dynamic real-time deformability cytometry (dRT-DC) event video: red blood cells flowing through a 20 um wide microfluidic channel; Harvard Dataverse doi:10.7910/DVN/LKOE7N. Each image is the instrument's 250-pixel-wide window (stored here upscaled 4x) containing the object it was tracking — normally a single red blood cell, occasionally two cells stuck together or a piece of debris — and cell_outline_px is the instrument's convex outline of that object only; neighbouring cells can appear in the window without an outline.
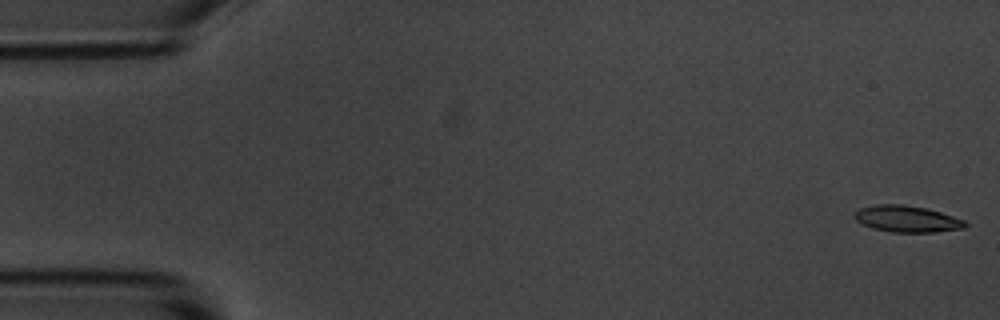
{"species": "common noctule bat (a hibernating species)", "species_latin": "Nyctalus noctula", "temperature_condition": "room temperature", "stored_images_in_passage": 5, "camera_frame_rate_fps": 3000, "um_per_image_px": 0.085, "animal": {"sex": "male", "body_mass_g": 20.1, "forearm_length_mm": 53.5}, "frame": {"image": 1, "passage_image": 1, "time_ms": 0.0, "image_size_px": [1000, 320], "cell_outline_px": [[968, 224], [964, 228], [936, 232], [892, 232], [872, 228], [856, 220], [852, 216], [860, 208], [880, 204], [900, 204], [924, 208], [940, 212], [964, 220]], "centroid_in_image_um": [77.09, 18.61], "position_along_channel_um": 7.9, "area_um2": 16.88}}
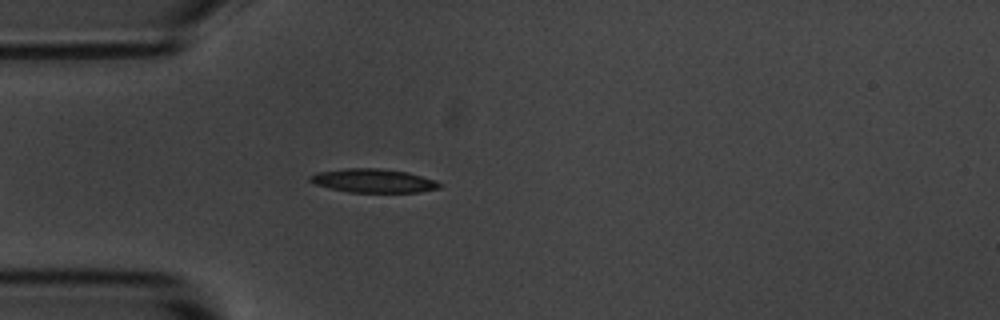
{"frame": {"image": 2, "passage_image": 5, "time_ms": 4.667, "image_size_px": [1000, 320], "cell_outline_px": [[444, 184], [440, 188], [420, 192], [348, 192], [328, 188], [316, 184], [308, 180], [308, 176], [316, 172], [348, 168], [376, 168], [408, 172], [436, 180]], "centroid_in_image_um": [31.75, 15.36], "position_along_channel_um": 53.3, "area_um2": 18.03}}